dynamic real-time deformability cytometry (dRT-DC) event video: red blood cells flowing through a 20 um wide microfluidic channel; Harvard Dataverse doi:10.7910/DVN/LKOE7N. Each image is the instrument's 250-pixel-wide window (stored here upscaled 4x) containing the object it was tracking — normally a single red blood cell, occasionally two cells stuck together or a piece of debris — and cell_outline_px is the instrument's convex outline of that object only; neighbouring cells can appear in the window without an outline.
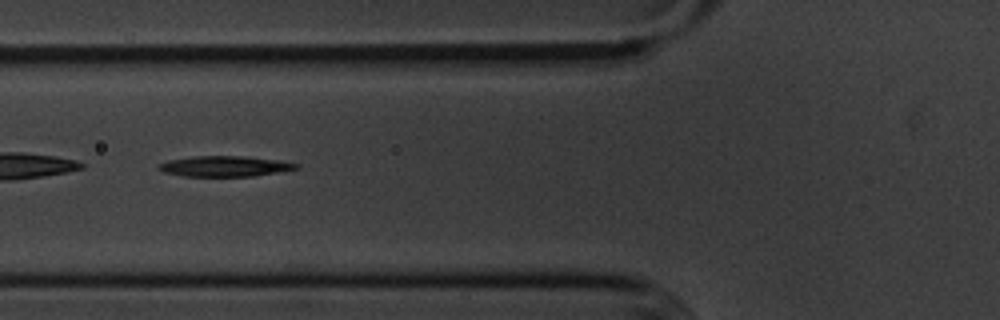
{"species": "common noctule bat (a hibernating species)", "species_latin": "Nyctalus noctula", "temperature_condition": "cold", "stored_images_in_passage": 14, "camera_frame_rate_fps": 3000, "um_per_image_px": 0.085, "animal": {"sex": "male", "body_mass_g": 20.1, "forearm_length_mm": 53.5}, "frame": {"image": 1, "passage_image": 5, "time_ms": 5.667, "image_size_px": [1000, 320], "cell_outline_px": [[300, 168], [252, 176], [184, 176], [164, 172], [156, 168], [160, 164], [168, 160], [192, 156], [244, 156], [280, 160], [300, 164]], "centroid_in_image_um": [19.11, 14.12], "position_along_channel_um": 106.7, "area_um2": 16.42}}
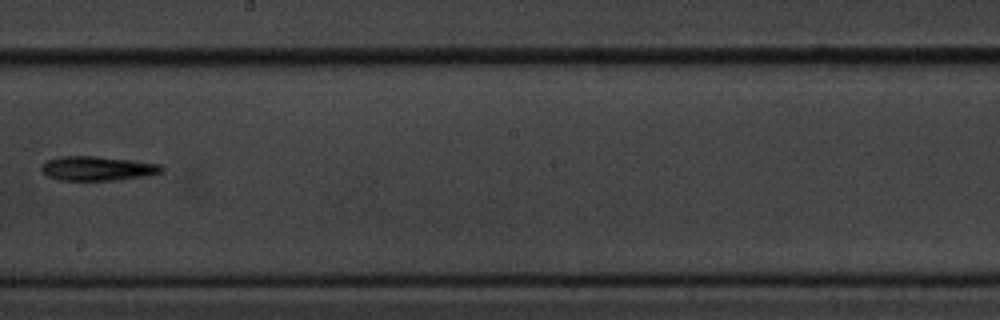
{"frame": {"image": 2, "passage_image": 8, "time_ms": 9.333, "image_size_px": [1000, 320], "cell_outline_px": [[164, 172], [116, 180], [60, 180], [48, 176], [40, 168], [40, 164], [48, 160], [60, 156], [96, 156], [132, 160], [160, 164], [164, 168]], "centroid_in_image_um": [8.26, 14.3], "position_along_channel_um": 239.9, "area_um2": 16.94}}
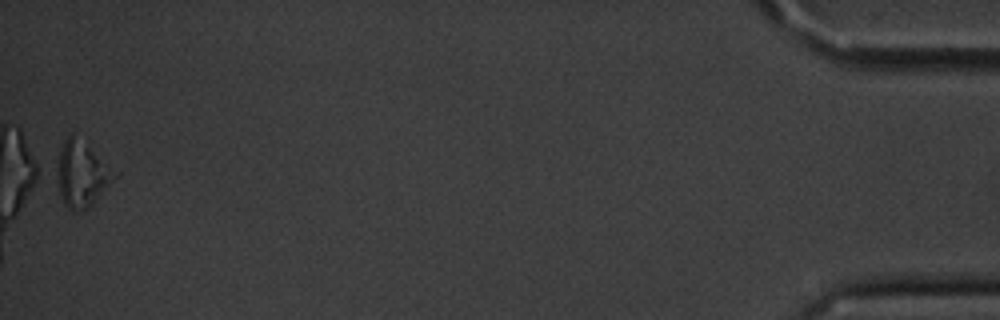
{"frame": {"image": 3, "passage_image": 14, "time_ms": 17.0, "image_size_px": [1000, 320], "cell_outline_px": [[120, 176], [88, 208], [76, 212], [72, 212], [64, 204], [60, 196], [60, 152], [64, 140], [72, 132], [120, 172]], "centroid_in_image_um": [7.07, 14.82], "position_along_channel_um": 428.1, "area_um2": 21.73}, "authors_computed_cell_mechanics": {"area_um2": 17.1666, "velocity_mm_per_s": 3.621, "shape_relaxation_time_tau1_ms": 2.8757, "shape_relaxation_time_tau2_ms": null, "deformation_change_tau1": 0.084, "deformation_change_tau2": null}}